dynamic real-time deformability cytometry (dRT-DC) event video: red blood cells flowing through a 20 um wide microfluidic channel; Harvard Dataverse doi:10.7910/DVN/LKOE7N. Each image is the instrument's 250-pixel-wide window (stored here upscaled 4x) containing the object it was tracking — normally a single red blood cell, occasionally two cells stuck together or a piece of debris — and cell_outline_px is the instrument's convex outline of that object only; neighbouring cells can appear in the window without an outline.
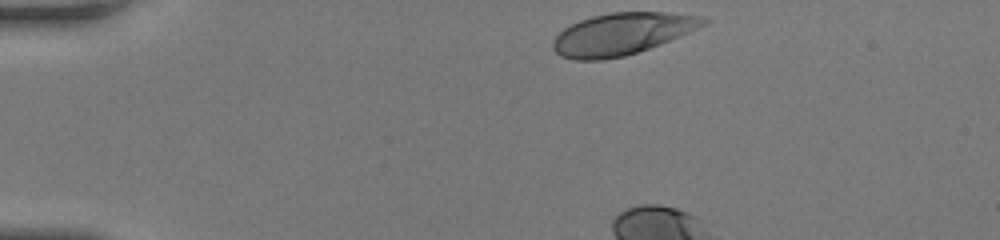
{"species": "human", "species_latin": "Homo sapiens", "temperature_condition": "room temperature", "stored_images_in_passage": 6, "camera_frame_rate_fps": 3000, "um_per_image_px": 0.085, "donor": {"sex": "female"}, "frame": {"image": 1, "passage_image": 1, "time_ms": 0.0, "image_size_px": [1000, 240], "cell_outline_px": [[708, 24], [680, 36], [660, 44], [624, 56], [600, 60], [572, 60], [560, 56], [552, 48], [552, 40], [564, 28], [580, 20], [592, 16], [612, 12], [664, 12], [700, 16], [708, 20]], "centroid_in_image_um": [52.84, 2.88], "position_along_channel_um": 32.2, "area_um2": 36.59}}